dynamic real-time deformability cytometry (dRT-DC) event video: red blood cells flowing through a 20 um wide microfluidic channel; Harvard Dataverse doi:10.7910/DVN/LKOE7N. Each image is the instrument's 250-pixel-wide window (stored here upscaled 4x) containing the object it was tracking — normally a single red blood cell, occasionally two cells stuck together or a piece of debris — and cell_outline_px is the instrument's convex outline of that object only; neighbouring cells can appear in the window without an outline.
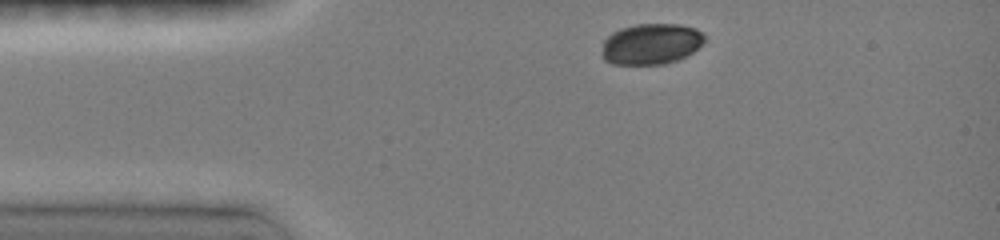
{"species": "common noctule bat (a hibernating species)", "species_latin": "Nyctalus noctula", "temperature_condition": "room temperature", "stored_images_in_passage": 4, "camera_frame_rate_fps": 3000, "um_per_image_px": 0.085, "animal": {"sex": "female", "body_mass_g": 19.0, "forearm_length_mm": 51.5}, "frame": {"image": 1, "passage_image": 1, "time_ms": 0.0, "image_size_px": [1000, 240], "cell_outline_px": [[704, 40], [692, 52], [676, 60], [664, 64], [612, 64], [604, 60], [604, 40], [612, 32], [620, 28], [636, 24], [680, 24], [696, 28], [704, 32]], "centroid_in_image_um": [55.35, 3.72], "position_along_channel_um": 29.7, "area_um2": 24.28}}
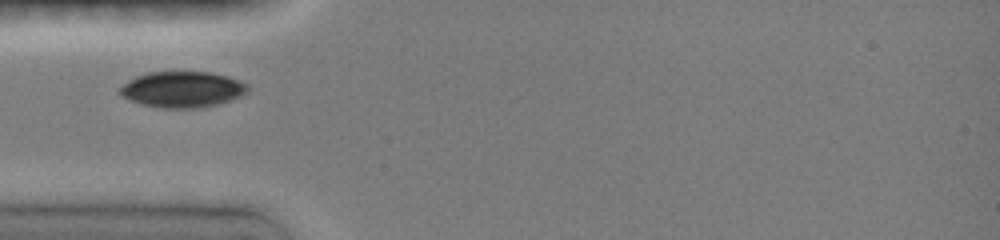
{"frame": {"image": 2, "passage_image": 3, "time_ms": 2.0, "image_size_px": [1000, 240], "cell_outline_px": [[248, 92], [240, 96], [220, 104], [196, 108], [160, 108], [140, 104], [120, 96], [116, 92], [128, 80], [136, 76], [148, 72], [212, 72], [240, 80], [248, 84]], "centroid_in_image_um": [15.48, 7.6], "position_along_channel_um": 69.5, "area_um2": 27.05}}